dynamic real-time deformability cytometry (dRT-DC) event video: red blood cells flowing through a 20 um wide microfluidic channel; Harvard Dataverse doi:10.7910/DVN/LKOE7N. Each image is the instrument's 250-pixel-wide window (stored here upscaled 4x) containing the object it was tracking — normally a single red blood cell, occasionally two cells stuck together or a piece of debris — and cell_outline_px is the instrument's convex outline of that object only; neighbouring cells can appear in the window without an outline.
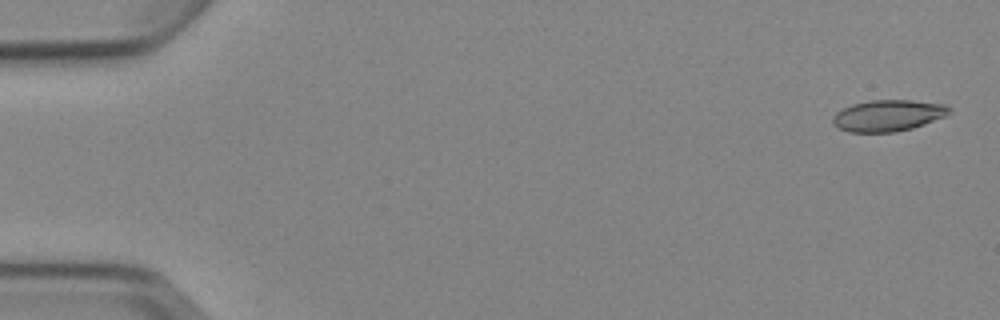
{"species": "Egyptian fruit bat (a non-hibernating species)", "species_latin": "Rousettus aegyptiacus", "temperature_condition": "cold", "stored_images_in_passage": 4, "camera_frame_rate_fps": 3000, "um_per_image_px": 0.085, "animal": {"sex": "female"}, "frame": {"image": 1, "passage_image": 1, "time_ms": 0.0, "image_size_px": [1000, 320], "cell_outline_px": [[952, 108], [944, 116], [924, 124], [912, 128], [896, 132], [848, 132], [832, 124], [832, 116], [836, 112], [852, 104], [872, 100], [912, 100], [948, 104]], "centroid_in_image_um": [75.48, 9.81], "position_along_channel_um": 9.5, "area_um2": 21.33}}